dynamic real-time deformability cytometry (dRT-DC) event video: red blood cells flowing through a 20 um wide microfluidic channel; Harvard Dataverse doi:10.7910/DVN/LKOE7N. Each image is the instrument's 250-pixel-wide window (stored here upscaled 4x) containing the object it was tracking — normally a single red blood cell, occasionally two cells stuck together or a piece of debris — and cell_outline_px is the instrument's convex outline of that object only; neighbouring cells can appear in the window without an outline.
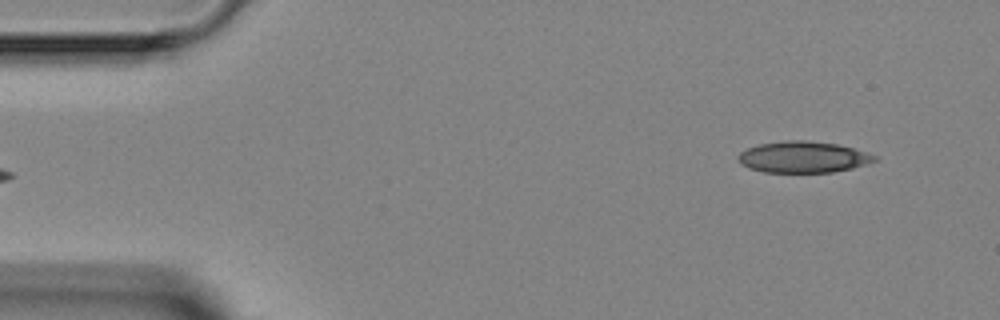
{"species": "Egyptian fruit bat (a non-hibernating species)", "species_latin": "Rousettus aegyptiacus", "temperature_condition": "room temperature", "stored_images_in_passage": 5, "segment_of_instrument_passage": [2, 2], "camera_frame_rate_fps": 3000, "um_per_image_px": 0.085, "animal": {"sex": "female"}, "frame": {"image": 1, "passage_image": 5, "time_ms": 5.333, "image_size_px": [1000, 320], "cell_outline_px": [[880, 160], [868, 164], [852, 168], [832, 172], [764, 172], [748, 168], [740, 164], [736, 156], [740, 152], [748, 148], [760, 144], [784, 140], [808, 140], [836, 144], [852, 148], [876, 156]], "centroid_in_image_um": [68.25, 13.35], "position_along_channel_um": 16.8, "area_um2": 24.97}}